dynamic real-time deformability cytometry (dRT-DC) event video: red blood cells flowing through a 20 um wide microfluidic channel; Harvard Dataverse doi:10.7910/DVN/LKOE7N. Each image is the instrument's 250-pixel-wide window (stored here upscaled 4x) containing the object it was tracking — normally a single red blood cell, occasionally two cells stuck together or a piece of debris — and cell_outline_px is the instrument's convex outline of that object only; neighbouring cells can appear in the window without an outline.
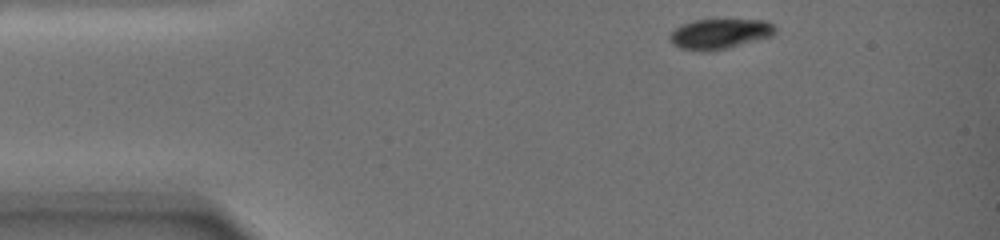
{"species": "common noctule bat (a hibernating species)", "species_latin": "Nyctalus noctula", "temperature_condition": "warm", "stored_images_in_passage": 2, "camera_frame_rate_fps": 3000, "um_per_image_px": 0.085, "animal": {"sex": "female", "body_mass_g": 19.0, "forearm_length_mm": 51.5}, "frame": {"image": 1, "passage_image": 1, "time_ms": 0.0, "image_size_px": [1000, 240], "cell_outline_px": [[776, 32], [772, 36], [728, 48], [708, 52], [700, 52], [680, 48], [672, 44], [668, 36], [676, 28], [684, 24], [696, 20], [764, 20], [772, 24], [776, 28]], "centroid_in_image_um": [61.17, 2.9], "position_along_channel_um": 23.8, "area_um2": 18.5}}